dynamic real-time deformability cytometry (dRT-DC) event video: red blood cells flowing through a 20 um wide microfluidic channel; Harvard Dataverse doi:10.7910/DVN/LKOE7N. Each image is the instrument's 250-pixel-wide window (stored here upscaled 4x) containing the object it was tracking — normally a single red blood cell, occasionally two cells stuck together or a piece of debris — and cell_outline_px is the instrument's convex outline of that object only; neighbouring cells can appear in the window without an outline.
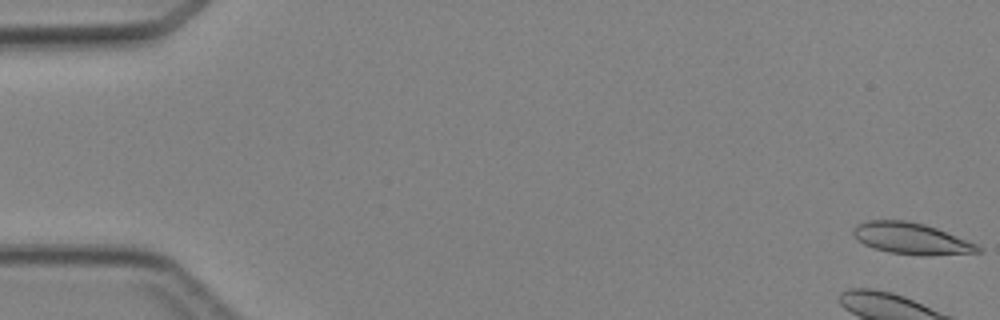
{"species": "Egyptian fruit bat (a non-hibernating species)", "species_latin": "Rousettus aegyptiacus", "temperature_condition": "cold", "stored_images_in_passage": 7, "camera_frame_rate_fps": 3000, "um_per_image_px": 0.085, "animal": {"sex": "female"}, "frame": {"image": 1, "passage_image": 1, "time_ms": 0.0, "image_size_px": [1000, 320], "cell_outline_px": [[984, 252], [924, 256], [888, 252], [864, 244], [852, 232], [856, 224], [868, 220], [908, 220], [924, 224], [936, 228], [976, 244], [984, 248]], "centroid_in_image_um": [77.5, 20.28], "position_along_channel_um": 7.5, "area_um2": 22.72}}